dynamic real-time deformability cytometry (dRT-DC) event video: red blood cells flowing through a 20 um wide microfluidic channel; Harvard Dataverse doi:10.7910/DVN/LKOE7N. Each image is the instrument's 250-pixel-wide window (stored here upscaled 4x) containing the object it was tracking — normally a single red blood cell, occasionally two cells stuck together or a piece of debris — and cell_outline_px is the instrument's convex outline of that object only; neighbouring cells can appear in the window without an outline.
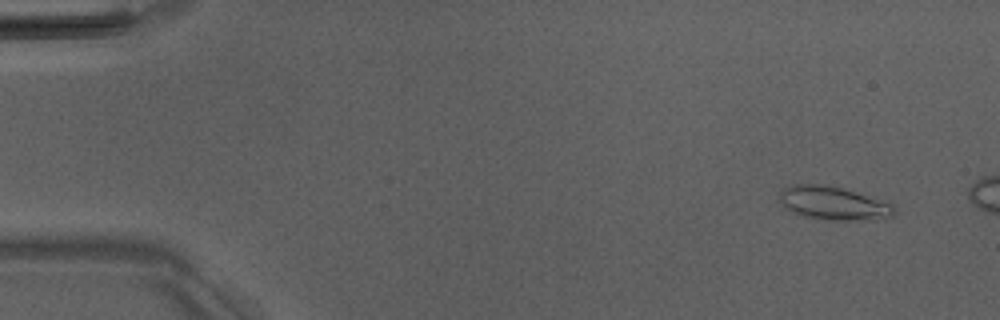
{"species": "Egyptian fruit bat (a non-hibernating species)", "species_latin": "Rousettus aegyptiacus", "temperature_condition": "room temperature", "stored_images_in_passage": 9, "camera_frame_rate_fps": 3000, "um_per_image_px": 0.085, "animal": {"sex": "male"}, "frame": {"image": 1, "passage_image": 4, "time_ms": 1.0, "image_size_px": [1000, 320], "cell_outline_px": [[896, 212], [892, 216], [856, 220], [824, 220], [804, 216], [792, 212], [780, 200], [780, 192], [784, 188], [796, 184], [824, 184], [844, 188], [892, 204]], "centroid_in_image_um": [70.82, 17.26], "position_along_channel_um": 14.2, "area_um2": 21.96}}